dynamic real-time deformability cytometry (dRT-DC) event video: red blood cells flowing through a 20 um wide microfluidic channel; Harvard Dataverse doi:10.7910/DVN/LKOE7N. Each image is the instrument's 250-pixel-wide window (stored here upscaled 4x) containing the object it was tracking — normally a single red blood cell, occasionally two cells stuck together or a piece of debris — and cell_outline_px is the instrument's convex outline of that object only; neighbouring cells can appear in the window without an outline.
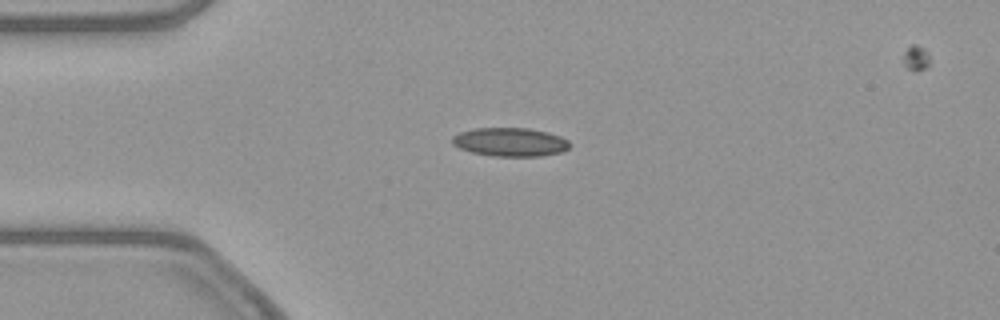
{"species": "common noctule bat (a hibernating species)", "species_latin": "Nyctalus noctula", "temperature_condition": "warm", "stored_images_in_passage": 46, "camera_frame_rate_fps": 3000, "um_per_image_px": 0.085, "animal": {"sex": "female", "body_mass_g": 21.9}, "frame": {"image": 1, "passage_image": 6, "time_ms": 1.667, "image_size_px": [1000, 320], "cell_outline_px": [[572, 144], [564, 152], [540, 156], [492, 156], [472, 152], [460, 148], [452, 144], [452, 136], [460, 132], [476, 128], [528, 128], [548, 132], [560, 136], [568, 140]], "centroid_in_image_um": [43.39, 12.07], "position_along_channel_um": 41.6, "area_um2": 19.71}}
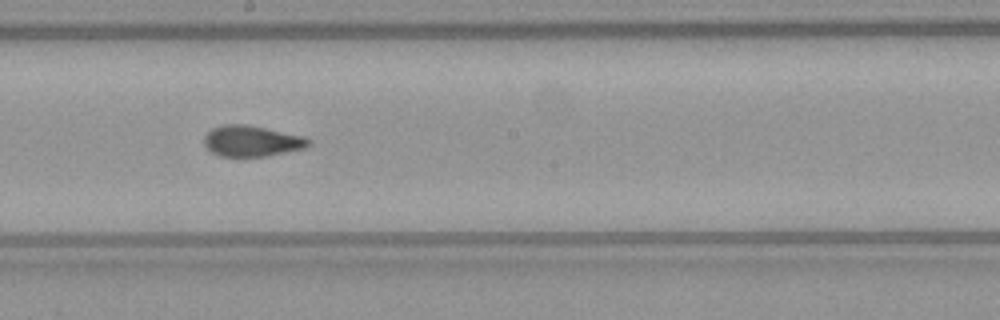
{"frame": {"image": 2, "passage_image": 22, "time_ms": 7.0, "image_size_px": [1000, 320], "cell_outline_px": [[308, 144], [304, 148], [264, 156], [220, 156], [212, 152], [204, 144], [204, 136], [212, 128], [224, 124], [244, 124], [304, 136], [308, 140]], "centroid_in_image_um": [21.34, 11.98], "position_along_channel_um": 226.9, "area_um2": 18.38}}
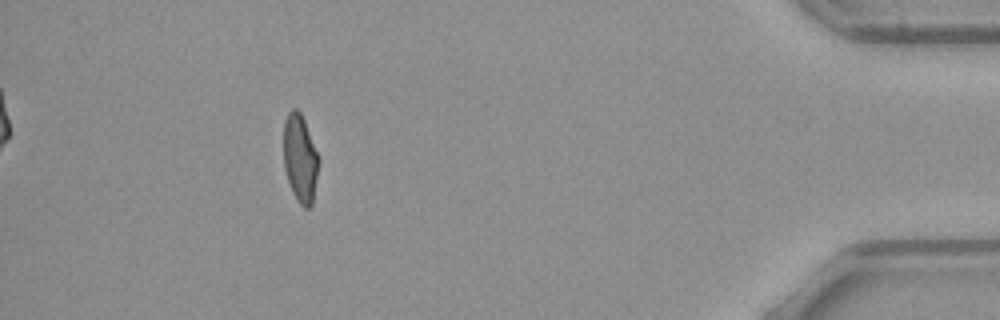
{"frame": {"image": 3, "passage_image": 41, "time_ms": 13.333, "image_size_px": [1000, 320], "cell_outline_px": [[320, 160], [312, 204], [308, 208], [304, 208], [296, 200], [292, 192], [284, 168], [284, 120], [288, 112], [292, 108], [296, 108], [300, 112], [304, 120], [320, 156]], "centroid_in_image_um": [25.52, 13.45], "position_along_channel_um": 409.7, "area_um2": 18.21}, "authors_computed_cell_mechanics": {"area_um2": 18.7272, "velocity_mm_per_s": 3.872, "shape_relaxation_time_tau1_ms": 8.5336, "shape_relaxation_time_tau2_ms": 1.0492, "deformation_change_tau1": 0.234, "deformation_change_tau2": 0.0777}}